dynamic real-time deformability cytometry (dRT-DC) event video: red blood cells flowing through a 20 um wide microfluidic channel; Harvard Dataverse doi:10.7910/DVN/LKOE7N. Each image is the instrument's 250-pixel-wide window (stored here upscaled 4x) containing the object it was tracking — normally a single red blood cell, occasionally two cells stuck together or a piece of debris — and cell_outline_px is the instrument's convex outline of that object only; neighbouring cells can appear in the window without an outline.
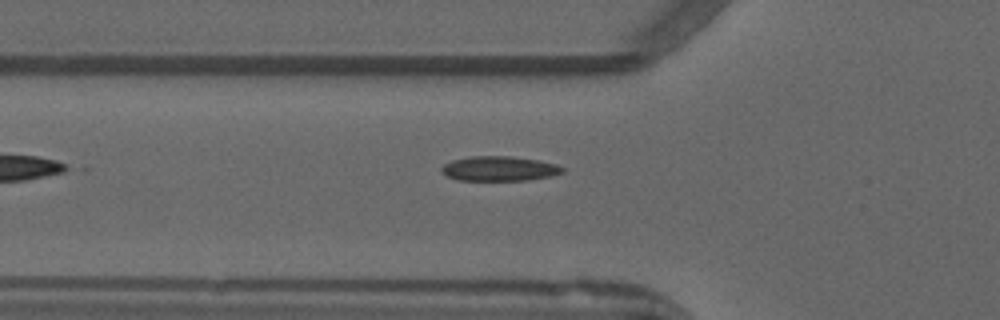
{"species": "common noctule bat (a hibernating species)", "species_latin": "Nyctalus noctula", "temperature_condition": "warm", "stored_images_in_passage": 33, "camera_frame_rate_fps": 3000, "um_per_image_px": 0.085, "animal": {"sex": "male", "forearm_length_mm": 52.5}, "frame": {"image": 1, "passage_image": 4, "time_ms": 1.0, "image_size_px": [1000, 320], "cell_outline_px": [[564, 172], [548, 176], [528, 180], [456, 180], [440, 172], [440, 168], [444, 164], [452, 160], [468, 156], [508, 156], [540, 160], [556, 164], [564, 168]], "centroid_in_image_um": [42.4, 14.32], "position_along_channel_um": 83.4, "area_um2": 17.46}}
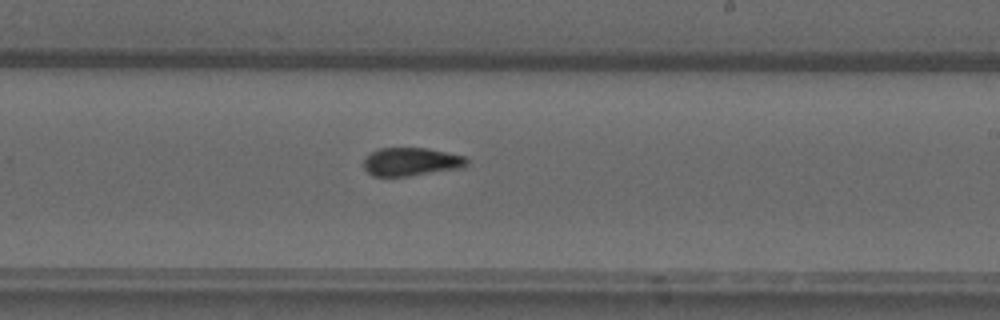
{"frame": {"image": 2, "passage_image": 17, "time_ms": 5.333, "image_size_px": [1000, 320], "cell_outline_px": [[468, 164], [464, 168], [408, 176], [372, 176], [364, 168], [364, 156], [380, 148], [428, 148], [464, 156], [468, 160]], "centroid_in_image_um": [34.96, 13.75], "position_along_channel_um": 254.0, "area_um2": 17.11}}
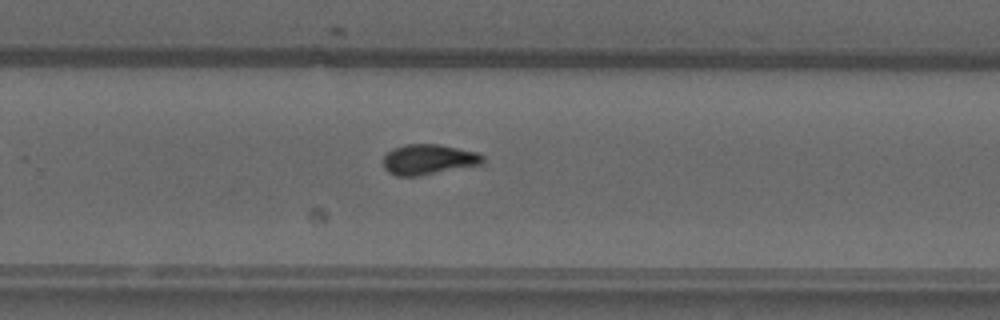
{"frame": {"image": 3, "passage_image": 20, "time_ms": 6.333, "image_size_px": [1000, 320], "cell_outline_px": [[484, 164], [420, 176], [396, 176], [388, 172], [384, 168], [384, 156], [388, 152], [404, 144], [440, 144], [476, 152], [484, 156]], "centroid_in_image_um": [36.45, 13.56], "position_along_channel_um": 293.3, "area_um2": 17.69}, "authors_computed_cell_mechanics": {"area_um2": 17.3978, "velocity_mm_per_s": 3.9438, "shape_relaxation_time_tau1_ms": null, "shape_relaxation_time_tau2_ms": 0.9651, "deformation_change_tau1": null, "deformation_change_tau2": 0.0518}}